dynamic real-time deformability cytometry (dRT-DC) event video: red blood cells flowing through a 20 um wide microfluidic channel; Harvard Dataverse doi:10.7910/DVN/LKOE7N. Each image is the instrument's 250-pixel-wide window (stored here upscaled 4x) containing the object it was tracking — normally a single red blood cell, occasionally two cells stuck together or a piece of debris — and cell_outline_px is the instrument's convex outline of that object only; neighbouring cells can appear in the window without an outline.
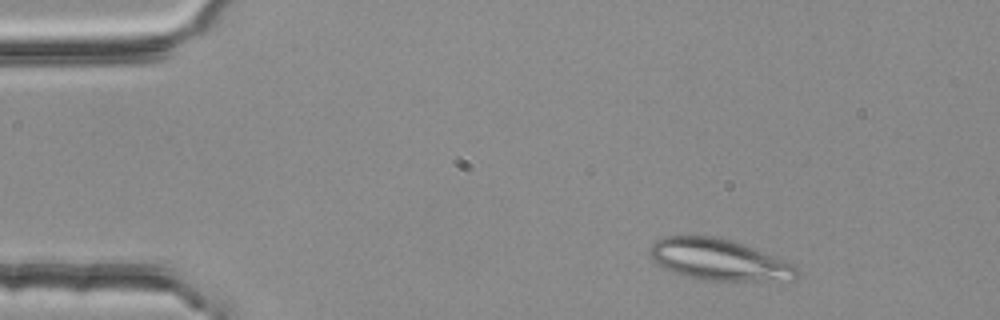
{"species": "common noctule bat (a hibernating species)", "species_latin": "Nyctalus noctula", "temperature_condition": "room temperature", "stored_images_in_passage": 3, "camera_frame_rate_fps": 3000, "um_per_image_px": 0.085, "animal": {"sex": "female", "body_mass_g": 25.1}, "frame": {"image": 1, "passage_image": 1, "time_ms": 0.0, "image_size_px": [1000, 320], "cell_outline_px": [[800, 276], [796, 280], [712, 280], [684, 276], [672, 272], [656, 264], [652, 260], [652, 244], [656, 240], [664, 236], [712, 236], [728, 240], [740, 244], [796, 264], [800, 272]], "centroid_in_image_um": [61.14, 22.09], "position_along_channel_um": 23.9, "area_um2": 34.91}}